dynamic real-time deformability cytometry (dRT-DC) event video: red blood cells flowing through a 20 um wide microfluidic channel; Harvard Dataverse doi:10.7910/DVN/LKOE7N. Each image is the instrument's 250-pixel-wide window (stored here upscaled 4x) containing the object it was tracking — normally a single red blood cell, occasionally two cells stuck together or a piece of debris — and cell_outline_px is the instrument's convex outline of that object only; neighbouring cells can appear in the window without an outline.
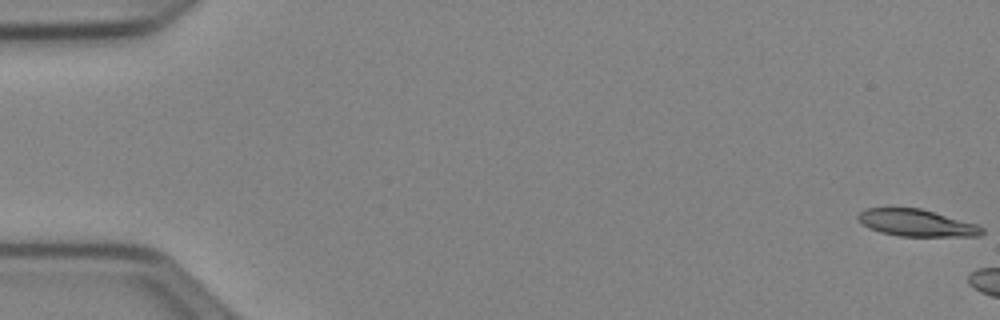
{"species": "Egyptian fruit bat (a non-hibernating species)", "species_latin": "Rousettus aegyptiacus", "temperature_condition": "cold", "stored_images_in_passage": 6, "camera_frame_rate_fps": 3000, "um_per_image_px": 0.085, "animal": {"sex": "female"}, "frame": {"image": 1, "passage_image": 1, "time_ms": 0.0, "image_size_px": [1000, 320], "cell_outline_px": [[984, 232], [980, 236], [900, 236], [880, 232], [868, 228], [856, 216], [864, 208], [920, 208], [976, 224], [984, 228]], "centroid_in_image_um": [77.9, 18.95], "position_along_channel_um": 7.1, "area_um2": 19.31}}